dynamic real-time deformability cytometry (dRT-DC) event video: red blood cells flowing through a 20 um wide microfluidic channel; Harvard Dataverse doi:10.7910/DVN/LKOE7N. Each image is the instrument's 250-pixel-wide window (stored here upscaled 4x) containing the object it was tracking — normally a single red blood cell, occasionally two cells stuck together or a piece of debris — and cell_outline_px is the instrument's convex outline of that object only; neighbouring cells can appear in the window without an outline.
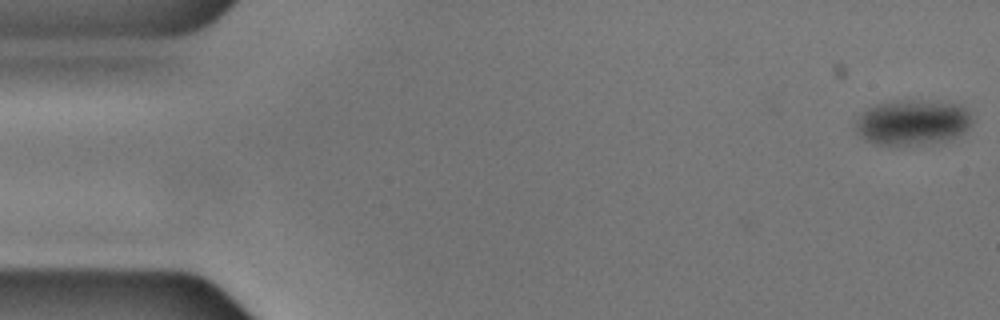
{"species": "common noctule bat (a hibernating species)", "species_latin": "Nyctalus noctula", "temperature_condition": "cold", "stored_images_in_passage": 45, "camera_frame_rate_fps": 3000, "um_per_image_px": 0.085, "animal": {"sex": "male", "body_mass_g": 17.9, "forearm_length_mm": 54.2}, "frame": {"image": 1, "passage_image": 1, "time_ms": 0.0, "image_size_px": [1000, 320], "cell_outline_px": [[972, 124], [964, 132], [952, 136], [920, 144], [876, 144], [864, 140], [856, 132], [856, 120], [868, 108], [876, 104], [896, 100], [912, 100], [960, 104], [968, 112], [972, 120]], "centroid_in_image_um": [77.51, 10.38], "position_along_channel_um": 7.5, "area_um2": 30.06}}
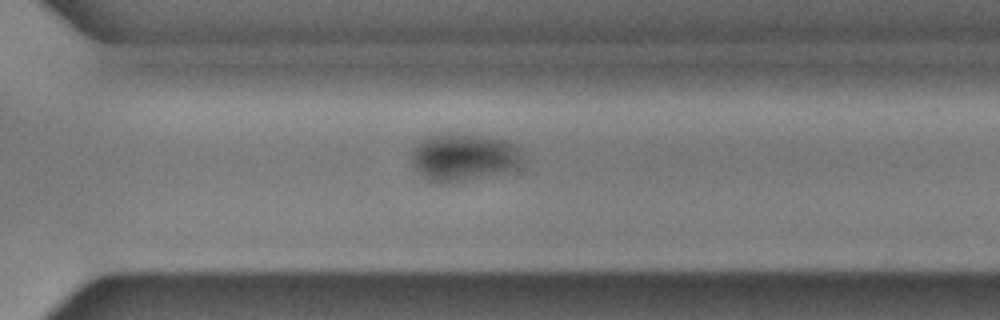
{"frame": {"image": 2, "passage_image": 39, "time_ms": 12.667, "image_size_px": [1000, 320], "cell_outline_px": [[520, 160], [516, 168], [448, 184], [436, 184], [428, 180], [412, 164], [412, 148], [420, 140], [428, 136], [440, 132], [448, 132], [488, 136], [508, 140], [520, 152]], "centroid_in_image_um": [39.32, 13.33], "position_along_channel_um": 331.3, "area_um2": 30.69}}
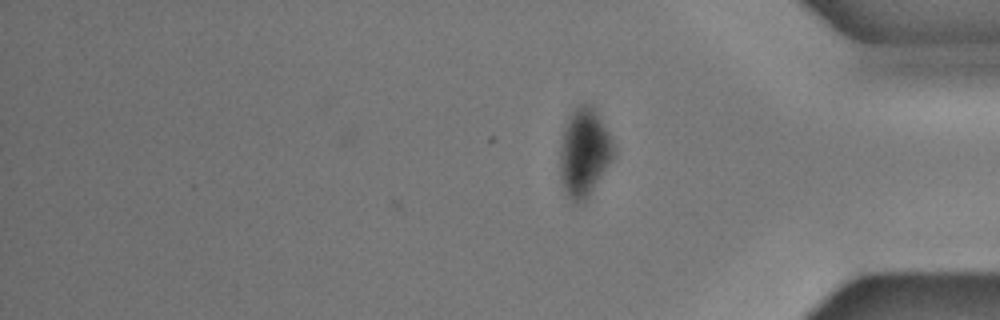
{"frame": {"image": 3, "passage_image": 45, "time_ms": 14.667, "image_size_px": [1000, 320], "cell_outline_px": [[616, 152], [612, 160], [588, 196], [584, 200], [572, 200], [568, 196], [564, 188], [560, 176], [560, 148], [564, 128], [572, 112], [580, 104], [592, 104], [604, 124], [612, 140]], "centroid_in_image_um": [49.67, 12.92], "position_along_channel_um": 385.5, "area_um2": 27.05}}